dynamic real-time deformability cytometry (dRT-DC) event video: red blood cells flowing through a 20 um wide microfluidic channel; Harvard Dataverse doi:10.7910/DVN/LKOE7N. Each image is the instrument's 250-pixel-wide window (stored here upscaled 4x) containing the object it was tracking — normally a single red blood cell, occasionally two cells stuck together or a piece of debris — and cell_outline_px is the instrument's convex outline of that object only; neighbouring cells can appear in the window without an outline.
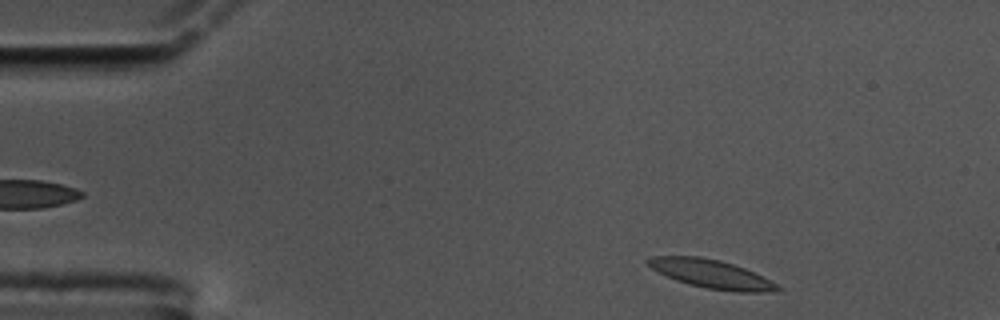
{"species": "common noctule bat (a hibernating species)", "species_latin": "Nyctalus noctula", "temperature_condition": "cold", "stored_images_in_passage": 54, "camera_frame_rate_fps": 3000, "um_per_image_px": 0.085, "animal": {"sex": "male", "body_mass_g": 17.5, "forearm_length_mm": 52.3}, "frame": {"image": 1, "passage_image": 2, "time_ms": 0.333, "image_size_px": [1000, 320], "cell_outline_px": [[784, 288], [764, 292], [736, 292], [708, 288], [688, 284], [676, 280], [652, 268], [644, 260], [652, 256], [700, 256], [720, 260], [744, 268]], "centroid_in_image_um": [60.42, 23.28], "position_along_channel_um": 24.6, "area_um2": 21.1}}
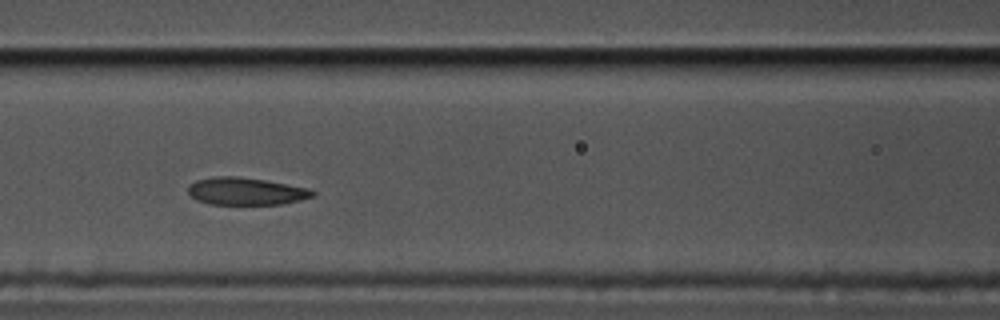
{"frame": {"image": 2, "passage_image": 19, "time_ms": 6.0, "image_size_px": [1000, 320], "cell_outline_px": [[316, 196], [300, 200], [280, 204], [208, 204], [196, 200], [188, 192], [188, 184], [196, 180], [216, 176], [236, 176], [264, 180], [312, 188], [316, 192]], "centroid_in_image_um": [20.93, 16.25], "position_along_channel_um": 145.7, "area_um2": 20.06}}
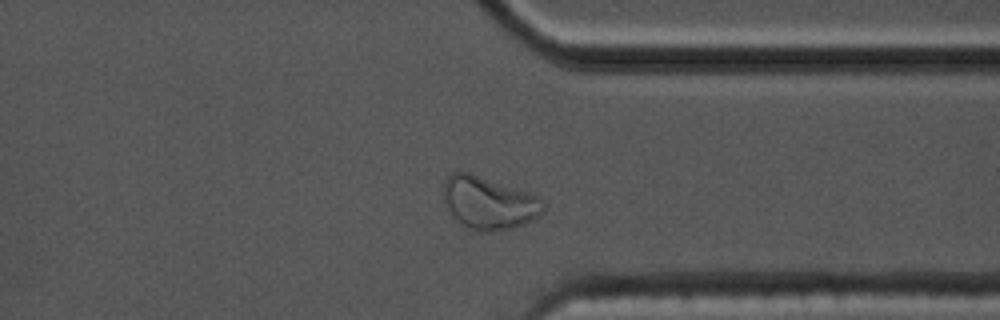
{"frame": {"image": 3, "passage_image": 39, "time_ms": 12.667, "image_size_px": [1000, 320], "cell_outline_px": [[544, 212], [540, 216], [512, 228], [488, 232], [484, 232], [468, 228], [460, 224], [452, 216], [444, 200], [444, 180], [452, 172], [468, 172], [536, 196], [544, 204]], "centroid_in_image_um": [41.51, 17.27], "position_along_channel_um": 369.9, "area_um2": 30.06}, "authors_computed_cell_mechanics": {"area_um2": 21.386, "velocity_mm_per_s": 3.3858, "shape_relaxation_time_tau1_ms": 10.9912, "shape_relaxation_time_tau2_ms": 1.6896, "deformation_change_tau1": 0.2119, "deformation_change_tau2": 0.0619}}